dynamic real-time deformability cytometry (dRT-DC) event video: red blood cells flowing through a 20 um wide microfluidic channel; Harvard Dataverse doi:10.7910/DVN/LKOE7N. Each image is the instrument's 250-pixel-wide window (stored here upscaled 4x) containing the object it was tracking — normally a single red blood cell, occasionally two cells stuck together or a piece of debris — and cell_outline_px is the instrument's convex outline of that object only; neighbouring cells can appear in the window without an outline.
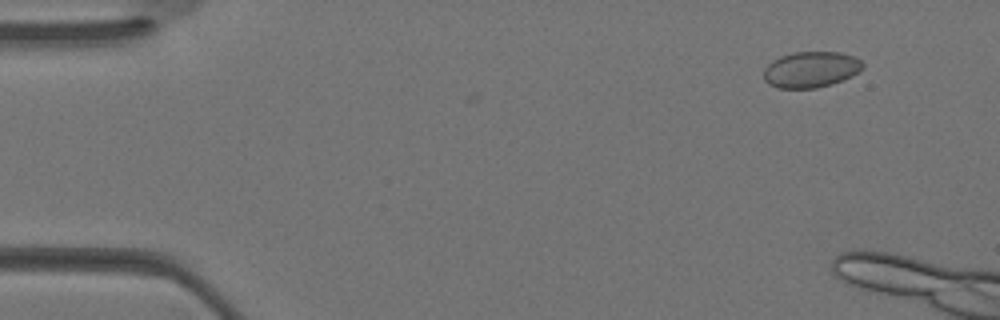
{"species": "Egyptian fruit bat (a non-hibernating species)", "species_latin": "Rousettus aegyptiacus", "temperature_condition": "warm", "stored_images_in_passage": 6, "camera_frame_rate_fps": 3000, "um_per_image_px": 0.085, "animal": {"sex": "female"}, "frame": {"image": 1, "passage_image": 4, "time_ms": 1.0, "image_size_px": [1000, 320], "cell_outline_px": [[864, 68], [852, 76], [832, 84], [816, 88], [780, 88], [768, 84], [764, 80], [764, 68], [772, 60], [780, 56], [796, 52], [840, 52], [852, 56], [860, 60], [864, 64]], "centroid_in_image_um": [68.92, 5.91], "position_along_channel_um": 16.1, "area_um2": 20.81}}